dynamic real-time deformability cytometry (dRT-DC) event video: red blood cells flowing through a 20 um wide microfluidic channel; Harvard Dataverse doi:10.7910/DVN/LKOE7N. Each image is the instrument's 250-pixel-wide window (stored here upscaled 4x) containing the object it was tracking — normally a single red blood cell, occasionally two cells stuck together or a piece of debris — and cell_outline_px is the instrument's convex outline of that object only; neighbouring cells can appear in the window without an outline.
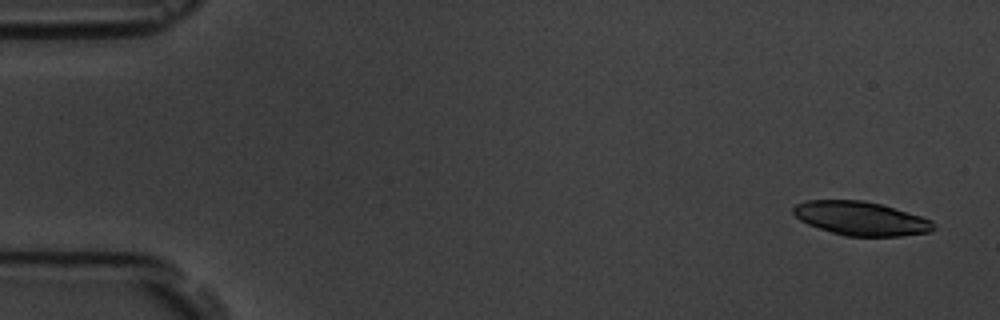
{"species": "common noctule bat (a hibernating species)", "species_latin": "Nyctalus noctula", "temperature_condition": "room temperature", "stored_images_in_passage": 5, "camera_frame_rate_fps": 3000, "um_per_image_px": 0.085, "animal": {"sex": "male", "body_mass_g": 19.5, "forearm_length_mm": 54.6}, "frame": {"image": 1, "passage_image": 1, "time_ms": 0.0, "image_size_px": [1000, 320], "cell_outline_px": [[936, 228], [928, 232], [900, 236], [844, 236], [808, 224], [800, 220], [792, 212], [792, 208], [796, 204], [808, 200], [864, 200], [880, 204], [920, 216], [932, 220], [936, 224]], "centroid_in_image_um": [73.17, 18.57], "position_along_channel_um": 11.8, "area_um2": 27.51}}